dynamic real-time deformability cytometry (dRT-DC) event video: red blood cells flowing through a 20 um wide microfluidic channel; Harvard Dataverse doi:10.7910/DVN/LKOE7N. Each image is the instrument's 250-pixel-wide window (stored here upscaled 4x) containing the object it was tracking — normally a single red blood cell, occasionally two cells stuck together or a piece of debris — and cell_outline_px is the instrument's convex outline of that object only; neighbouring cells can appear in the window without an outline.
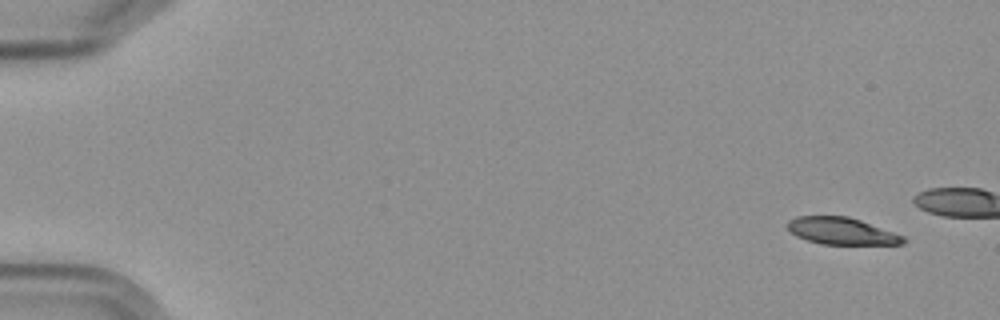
{"species": "Egyptian fruit bat (a non-hibernating species)", "species_latin": "Rousettus aegyptiacus", "temperature_condition": "cold", "stored_images_in_passage": 6, "camera_frame_rate_fps": 3000, "um_per_image_px": 0.085, "frame": {"image": 1, "passage_image": 1, "time_ms": 0.0, "image_size_px": [1000, 320], "cell_outline_px": [[908, 240], [904, 244], [820, 244], [796, 236], [788, 228], [788, 220], [796, 216], [848, 216], [860, 220], [904, 236]], "centroid_in_image_um": [71.55, 19.64], "position_along_channel_um": 13.5, "area_um2": 18.09}}